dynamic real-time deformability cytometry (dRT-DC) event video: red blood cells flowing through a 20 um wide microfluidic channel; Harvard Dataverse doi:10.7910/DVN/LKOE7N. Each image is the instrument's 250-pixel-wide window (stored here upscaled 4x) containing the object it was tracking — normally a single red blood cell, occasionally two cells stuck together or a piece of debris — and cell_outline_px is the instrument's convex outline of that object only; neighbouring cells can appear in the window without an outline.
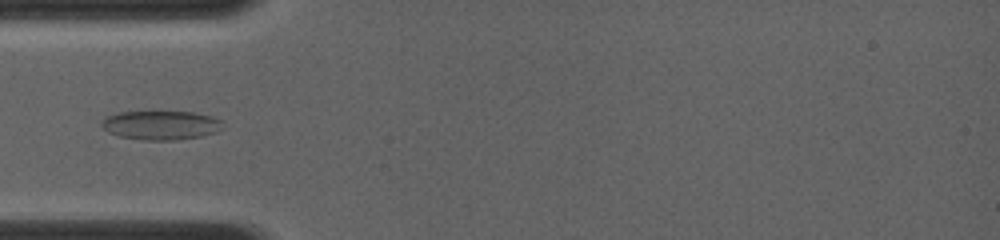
{"species": "common noctule bat (a hibernating species)", "species_latin": "Nyctalus noctula", "temperature_condition": "room temperature", "stored_images_in_passage": 5, "camera_frame_rate_fps": 4000, "um_per_image_px": 0.085, "animal": {"sex": "female", "body_mass_g": 19.0, "forearm_length_mm": 56.7}, "frame": {"image": 1, "passage_image": 4, "time_ms": 3.5, "image_size_px": [1000, 240], "cell_outline_px": [[220, 128], [216, 132], [204, 136], [176, 140], [144, 140], [120, 136], [108, 132], [100, 124], [100, 120], [108, 116], [120, 112], [160, 108], [192, 112], [212, 116], [220, 120]], "centroid_in_image_um": [13.64, 10.59], "position_along_channel_um": 71.4, "area_um2": 21.39}}
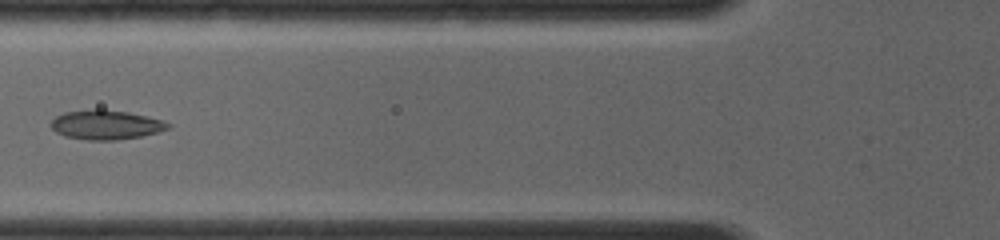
{"frame": {"image": 2, "passage_image": 5, "time_ms": 4.5, "image_size_px": [1000, 240], "cell_outline_px": [[172, 124], [168, 128], [156, 132], [140, 136], [116, 140], [88, 140], [64, 136], [56, 132], [52, 128], [52, 120], [56, 116], [64, 112], [96, 108], [100, 108], [128, 112], [160, 120]], "centroid_in_image_um": [8.96, 10.6], "position_along_channel_um": 116.8, "area_um2": 19.88}}